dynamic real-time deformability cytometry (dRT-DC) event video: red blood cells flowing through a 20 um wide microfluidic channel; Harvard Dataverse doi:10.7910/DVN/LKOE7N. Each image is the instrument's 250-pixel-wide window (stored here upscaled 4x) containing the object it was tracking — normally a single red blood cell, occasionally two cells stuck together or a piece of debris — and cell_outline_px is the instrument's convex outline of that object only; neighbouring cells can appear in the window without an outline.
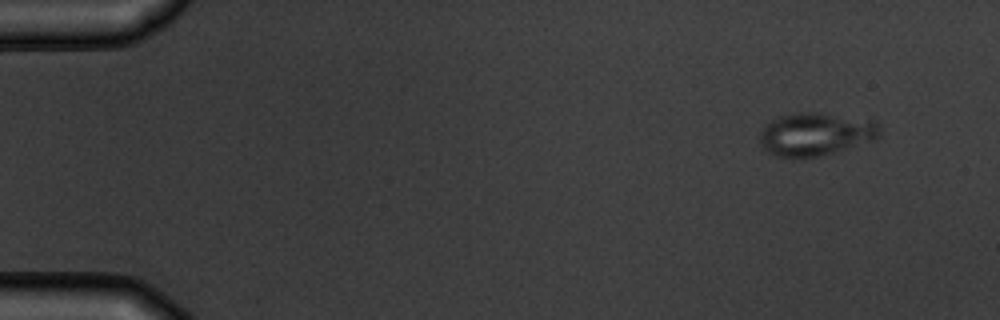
{"species": "common noctule bat (a hibernating species)", "species_latin": "Nyctalus noctula", "temperature_condition": "warm", "stored_images_in_passage": 8, "camera_frame_rate_fps": 3000, "um_per_image_px": 0.085, "animal": {"sex": "male", "body_mass_g": 19.5, "forearm_length_mm": 54.6}, "frame": {"image": 1, "passage_image": 1, "time_ms": 0.0, "image_size_px": [1000, 320], "cell_outline_px": [[880, 136], [872, 140], [832, 152], [816, 156], [772, 156], [760, 144], [760, 132], [772, 120], [780, 116], [800, 112], [824, 112], [876, 120], [880, 124]], "centroid_in_image_um": [69.36, 11.36], "position_along_channel_um": 15.6, "area_um2": 29.82}}
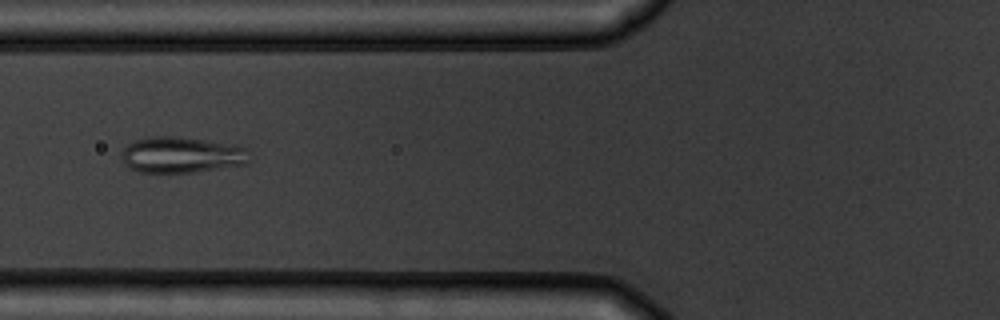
{"frame": {"image": 2, "passage_image": 6, "time_ms": 5.667, "image_size_px": [1000, 320], "cell_outline_px": [[252, 160], [248, 164], [192, 172], [140, 172], [124, 164], [120, 156], [124, 148], [128, 144], [136, 140], [152, 136], [172, 136], [204, 140], [232, 144], [244, 148]], "centroid_in_image_um": [15.43, 13.17], "position_along_channel_um": 110.4, "area_um2": 26.7}}